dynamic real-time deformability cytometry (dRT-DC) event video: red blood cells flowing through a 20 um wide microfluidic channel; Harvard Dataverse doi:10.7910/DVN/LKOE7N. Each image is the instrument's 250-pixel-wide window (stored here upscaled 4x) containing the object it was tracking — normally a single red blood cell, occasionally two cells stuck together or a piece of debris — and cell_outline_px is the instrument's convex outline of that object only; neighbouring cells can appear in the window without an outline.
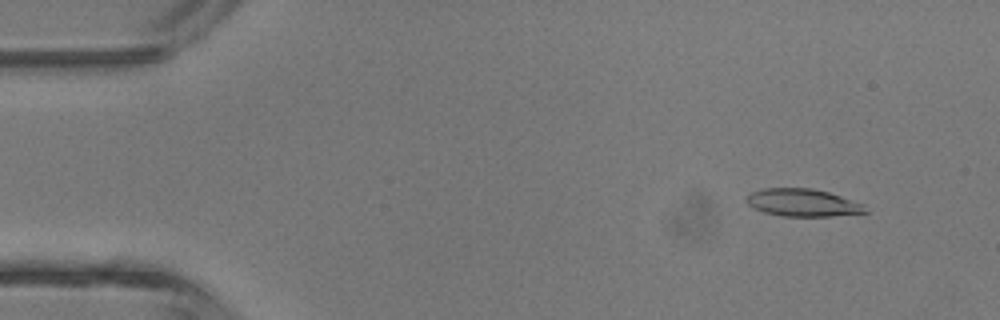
{"species": "common noctule bat (a hibernating species)", "species_latin": "Nyctalus noctula", "temperature_condition": "room temperature", "stored_images_in_passage": 3, "camera_frame_rate_fps": 3000, "um_per_image_px": 0.085, "animal": {"sex": "male", "body_mass_g": 13.3}, "frame": {"image": 1, "passage_image": 1, "time_ms": 0.0, "image_size_px": [1000, 320], "cell_outline_px": [[868, 212], [832, 216], [780, 216], [764, 212], [748, 204], [748, 196], [752, 192], [764, 188], [812, 188], [828, 192], [864, 204]], "centroid_in_image_um": [68.26, 17.23], "position_along_channel_um": 16.7, "area_um2": 18.84}}